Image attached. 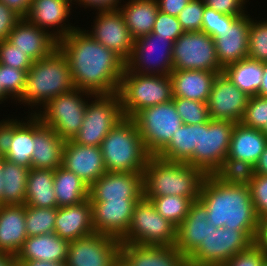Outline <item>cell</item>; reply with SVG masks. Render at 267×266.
I'll use <instances>...</instances> for the list:
<instances>
[{
	"mask_svg": "<svg viewBox=\"0 0 267 266\" xmlns=\"http://www.w3.org/2000/svg\"><path fill=\"white\" fill-rule=\"evenodd\" d=\"M173 41L151 32L134 40L131 57L126 61L129 72L170 75L173 71Z\"/></svg>",
	"mask_w": 267,
	"mask_h": 266,
	"instance_id": "cell-14",
	"label": "cell"
},
{
	"mask_svg": "<svg viewBox=\"0 0 267 266\" xmlns=\"http://www.w3.org/2000/svg\"><path fill=\"white\" fill-rule=\"evenodd\" d=\"M119 239L94 232L69 241L67 266H112L120 256Z\"/></svg>",
	"mask_w": 267,
	"mask_h": 266,
	"instance_id": "cell-15",
	"label": "cell"
},
{
	"mask_svg": "<svg viewBox=\"0 0 267 266\" xmlns=\"http://www.w3.org/2000/svg\"><path fill=\"white\" fill-rule=\"evenodd\" d=\"M261 266H267V259L264 261V263Z\"/></svg>",
	"mask_w": 267,
	"mask_h": 266,
	"instance_id": "cell-68",
	"label": "cell"
},
{
	"mask_svg": "<svg viewBox=\"0 0 267 266\" xmlns=\"http://www.w3.org/2000/svg\"><path fill=\"white\" fill-rule=\"evenodd\" d=\"M118 95L125 118H133L140 110L172 100L170 75L129 72L124 69Z\"/></svg>",
	"mask_w": 267,
	"mask_h": 266,
	"instance_id": "cell-6",
	"label": "cell"
},
{
	"mask_svg": "<svg viewBox=\"0 0 267 266\" xmlns=\"http://www.w3.org/2000/svg\"><path fill=\"white\" fill-rule=\"evenodd\" d=\"M7 4L21 18H25L31 7V0H0Z\"/></svg>",
	"mask_w": 267,
	"mask_h": 266,
	"instance_id": "cell-58",
	"label": "cell"
},
{
	"mask_svg": "<svg viewBox=\"0 0 267 266\" xmlns=\"http://www.w3.org/2000/svg\"><path fill=\"white\" fill-rule=\"evenodd\" d=\"M203 0H191L177 16L184 32L201 31L204 13Z\"/></svg>",
	"mask_w": 267,
	"mask_h": 266,
	"instance_id": "cell-46",
	"label": "cell"
},
{
	"mask_svg": "<svg viewBox=\"0 0 267 266\" xmlns=\"http://www.w3.org/2000/svg\"><path fill=\"white\" fill-rule=\"evenodd\" d=\"M2 159H3V156L0 155V172H2V165H1Z\"/></svg>",
	"mask_w": 267,
	"mask_h": 266,
	"instance_id": "cell-66",
	"label": "cell"
},
{
	"mask_svg": "<svg viewBox=\"0 0 267 266\" xmlns=\"http://www.w3.org/2000/svg\"><path fill=\"white\" fill-rule=\"evenodd\" d=\"M249 27L250 14L247 13L214 38L217 58L223 68L248 57Z\"/></svg>",
	"mask_w": 267,
	"mask_h": 266,
	"instance_id": "cell-24",
	"label": "cell"
},
{
	"mask_svg": "<svg viewBox=\"0 0 267 266\" xmlns=\"http://www.w3.org/2000/svg\"><path fill=\"white\" fill-rule=\"evenodd\" d=\"M206 174L185 162H170L157 156L148 158L143 173L144 197L179 196L199 199Z\"/></svg>",
	"mask_w": 267,
	"mask_h": 266,
	"instance_id": "cell-4",
	"label": "cell"
},
{
	"mask_svg": "<svg viewBox=\"0 0 267 266\" xmlns=\"http://www.w3.org/2000/svg\"><path fill=\"white\" fill-rule=\"evenodd\" d=\"M13 139V118H3L0 121V155L4 156L10 149Z\"/></svg>",
	"mask_w": 267,
	"mask_h": 266,
	"instance_id": "cell-54",
	"label": "cell"
},
{
	"mask_svg": "<svg viewBox=\"0 0 267 266\" xmlns=\"http://www.w3.org/2000/svg\"><path fill=\"white\" fill-rule=\"evenodd\" d=\"M74 89L68 60L56 48L48 57L33 62L27 73L25 89L17 102L30 107L28 114L34 115L51 99Z\"/></svg>",
	"mask_w": 267,
	"mask_h": 266,
	"instance_id": "cell-3",
	"label": "cell"
},
{
	"mask_svg": "<svg viewBox=\"0 0 267 266\" xmlns=\"http://www.w3.org/2000/svg\"><path fill=\"white\" fill-rule=\"evenodd\" d=\"M255 174H261L267 176V145L263 153L261 154L258 162L254 166Z\"/></svg>",
	"mask_w": 267,
	"mask_h": 266,
	"instance_id": "cell-59",
	"label": "cell"
},
{
	"mask_svg": "<svg viewBox=\"0 0 267 266\" xmlns=\"http://www.w3.org/2000/svg\"><path fill=\"white\" fill-rule=\"evenodd\" d=\"M172 100L183 124H202L210 120L207 103L181 97H172Z\"/></svg>",
	"mask_w": 267,
	"mask_h": 266,
	"instance_id": "cell-43",
	"label": "cell"
},
{
	"mask_svg": "<svg viewBox=\"0 0 267 266\" xmlns=\"http://www.w3.org/2000/svg\"><path fill=\"white\" fill-rule=\"evenodd\" d=\"M62 167L89 187L107 172L100 147L80 145L73 140L65 141Z\"/></svg>",
	"mask_w": 267,
	"mask_h": 266,
	"instance_id": "cell-21",
	"label": "cell"
},
{
	"mask_svg": "<svg viewBox=\"0 0 267 266\" xmlns=\"http://www.w3.org/2000/svg\"><path fill=\"white\" fill-rule=\"evenodd\" d=\"M157 212L173 225L178 227L186 218L193 200L191 198L179 196H160L150 200Z\"/></svg>",
	"mask_w": 267,
	"mask_h": 266,
	"instance_id": "cell-41",
	"label": "cell"
},
{
	"mask_svg": "<svg viewBox=\"0 0 267 266\" xmlns=\"http://www.w3.org/2000/svg\"><path fill=\"white\" fill-rule=\"evenodd\" d=\"M20 119V117L18 119L13 117V139L10 149L3 158L30 169L34 147L33 114Z\"/></svg>",
	"mask_w": 267,
	"mask_h": 266,
	"instance_id": "cell-34",
	"label": "cell"
},
{
	"mask_svg": "<svg viewBox=\"0 0 267 266\" xmlns=\"http://www.w3.org/2000/svg\"><path fill=\"white\" fill-rule=\"evenodd\" d=\"M57 208H37L25 205V225L28 237L54 233Z\"/></svg>",
	"mask_w": 267,
	"mask_h": 266,
	"instance_id": "cell-40",
	"label": "cell"
},
{
	"mask_svg": "<svg viewBox=\"0 0 267 266\" xmlns=\"http://www.w3.org/2000/svg\"><path fill=\"white\" fill-rule=\"evenodd\" d=\"M20 19L17 13L0 1V42L8 39L9 33Z\"/></svg>",
	"mask_w": 267,
	"mask_h": 266,
	"instance_id": "cell-53",
	"label": "cell"
},
{
	"mask_svg": "<svg viewBox=\"0 0 267 266\" xmlns=\"http://www.w3.org/2000/svg\"><path fill=\"white\" fill-rule=\"evenodd\" d=\"M92 99V100H91ZM88 100L81 129L73 141L85 146H98L124 114L118 93L93 95Z\"/></svg>",
	"mask_w": 267,
	"mask_h": 266,
	"instance_id": "cell-10",
	"label": "cell"
},
{
	"mask_svg": "<svg viewBox=\"0 0 267 266\" xmlns=\"http://www.w3.org/2000/svg\"><path fill=\"white\" fill-rule=\"evenodd\" d=\"M143 196V173L106 172L89 188L91 202L140 200Z\"/></svg>",
	"mask_w": 267,
	"mask_h": 266,
	"instance_id": "cell-18",
	"label": "cell"
},
{
	"mask_svg": "<svg viewBox=\"0 0 267 266\" xmlns=\"http://www.w3.org/2000/svg\"><path fill=\"white\" fill-rule=\"evenodd\" d=\"M203 2L206 7L231 16L242 17L249 13L246 8L249 0H203Z\"/></svg>",
	"mask_w": 267,
	"mask_h": 266,
	"instance_id": "cell-52",
	"label": "cell"
},
{
	"mask_svg": "<svg viewBox=\"0 0 267 266\" xmlns=\"http://www.w3.org/2000/svg\"><path fill=\"white\" fill-rule=\"evenodd\" d=\"M139 200L91 202L92 225L96 233L121 239L131 224Z\"/></svg>",
	"mask_w": 267,
	"mask_h": 266,
	"instance_id": "cell-20",
	"label": "cell"
},
{
	"mask_svg": "<svg viewBox=\"0 0 267 266\" xmlns=\"http://www.w3.org/2000/svg\"><path fill=\"white\" fill-rule=\"evenodd\" d=\"M198 137V124H182L170 142L156 155L170 162L187 163L194 155Z\"/></svg>",
	"mask_w": 267,
	"mask_h": 266,
	"instance_id": "cell-38",
	"label": "cell"
},
{
	"mask_svg": "<svg viewBox=\"0 0 267 266\" xmlns=\"http://www.w3.org/2000/svg\"><path fill=\"white\" fill-rule=\"evenodd\" d=\"M81 28L58 40V48L68 60L75 88L93 95L117 93L126 62Z\"/></svg>",
	"mask_w": 267,
	"mask_h": 266,
	"instance_id": "cell-1",
	"label": "cell"
},
{
	"mask_svg": "<svg viewBox=\"0 0 267 266\" xmlns=\"http://www.w3.org/2000/svg\"><path fill=\"white\" fill-rule=\"evenodd\" d=\"M266 145L267 136L263 133V130L247 127L238 122L235 123L232 131L227 156L255 166Z\"/></svg>",
	"mask_w": 267,
	"mask_h": 266,
	"instance_id": "cell-31",
	"label": "cell"
},
{
	"mask_svg": "<svg viewBox=\"0 0 267 266\" xmlns=\"http://www.w3.org/2000/svg\"><path fill=\"white\" fill-rule=\"evenodd\" d=\"M217 74L202 70H173L170 74L172 96L207 103Z\"/></svg>",
	"mask_w": 267,
	"mask_h": 266,
	"instance_id": "cell-29",
	"label": "cell"
},
{
	"mask_svg": "<svg viewBox=\"0 0 267 266\" xmlns=\"http://www.w3.org/2000/svg\"><path fill=\"white\" fill-rule=\"evenodd\" d=\"M27 71L1 64V86L11 98V103H17L25 89Z\"/></svg>",
	"mask_w": 267,
	"mask_h": 266,
	"instance_id": "cell-44",
	"label": "cell"
},
{
	"mask_svg": "<svg viewBox=\"0 0 267 266\" xmlns=\"http://www.w3.org/2000/svg\"><path fill=\"white\" fill-rule=\"evenodd\" d=\"M249 189L258 219L267 217V176L255 174Z\"/></svg>",
	"mask_w": 267,
	"mask_h": 266,
	"instance_id": "cell-49",
	"label": "cell"
},
{
	"mask_svg": "<svg viewBox=\"0 0 267 266\" xmlns=\"http://www.w3.org/2000/svg\"><path fill=\"white\" fill-rule=\"evenodd\" d=\"M120 256L130 266H188L187 258L175 245L121 244Z\"/></svg>",
	"mask_w": 267,
	"mask_h": 266,
	"instance_id": "cell-25",
	"label": "cell"
},
{
	"mask_svg": "<svg viewBox=\"0 0 267 266\" xmlns=\"http://www.w3.org/2000/svg\"><path fill=\"white\" fill-rule=\"evenodd\" d=\"M208 235V214L198 199L191 203L188 214L177 227L175 247L188 258Z\"/></svg>",
	"mask_w": 267,
	"mask_h": 266,
	"instance_id": "cell-27",
	"label": "cell"
},
{
	"mask_svg": "<svg viewBox=\"0 0 267 266\" xmlns=\"http://www.w3.org/2000/svg\"><path fill=\"white\" fill-rule=\"evenodd\" d=\"M25 221V205H0V253H19L28 238Z\"/></svg>",
	"mask_w": 267,
	"mask_h": 266,
	"instance_id": "cell-28",
	"label": "cell"
},
{
	"mask_svg": "<svg viewBox=\"0 0 267 266\" xmlns=\"http://www.w3.org/2000/svg\"><path fill=\"white\" fill-rule=\"evenodd\" d=\"M23 266H67L66 262H52L43 260H27Z\"/></svg>",
	"mask_w": 267,
	"mask_h": 266,
	"instance_id": "cell-60",
	"label": "cell"
},
{
	"mask_svg": "<svg viewBox=\"0 0 267 266\" xmlns=\"http://www.w3.org/2000/svg\"><path fill=\"white\" fill-rule=\"evenodd\" d=\"M13 266H23V265L16 262Z\"/></svg>",
	"mask_w": 267,
	"mask_h": 266,
	"instance_id": "cell-69",
	"label": "cell"
},
{
	"mask_svg": "<svg viewBox=\"0 0 267 266\" xmlns=\"http://www.w3.org/2000/svg\"><path fill=\"white\" fill-rule=\"evenodd\" d=\"M234 126V122L211 119L198 124L194 155L187 163L212 175L228 155Z\"/></svg>",
	"mask_w": 267,
	"mask_h": 266,
	"instance_id": "cell-12",
	"label": "cell"
},
{
	"mask_svg": "<svg viewBox=\"0 0 267 266\" xmlns=\"http://www.w3.org/2000/svg\"><path fill=\"white\" fill-rule=\"evenodd\" d=\"M212 175L226 184L249 187L255 176V168L248 162L227 156Z\"/></svg>",
	"mask_w": 267,
	"mask_h": 266,
	"instance_id": "cell-39",
	"label": "cell"
},
{
	"mask_svg": "<svg viewBox=\"0 0 267 266\" xmlns=\"http://www.w3.org/2000/svg\"><path fill=\"white\" fill-rule=\"evenodd\" d=\"M77 6L94 9L98 11H108L118 9L122 3V0H73Z\"/></svg>",
	"mask_w": 267,
	"mask_h": 266,
	"instance_id": "cell-55",
	"label": "cell"
},
{
	"mask_svg": "<svg viewBox=\"0 0 267 266\" xmlns=\"http://www.w3.org/2000/svg\"><path fill=\"white\" fill-rule=\"evenodd\" d=\"M94 232L90 199L77 205L57 208L54 233L60 238L73 241Z\"/></svg>",
	"mask_w": 267,
	"mask_h": 266,
	"instance_id": "cell-26",
	"label": "cell"
},
{
	"mask_svg": "<svg viewBox=\"0 0 267 266\" xmlns=\"http://www.w3.org/2000/svg\"><path fill=\"white\" fill-rule=\"evenodd\" d=\"M112 266H130L121 256H119L112 264Z\"/></svg>",
	"mask_w": 267,
	"mask_h": 266,
	"instance_id": "cell-64",
	"label": "cell"
},
{
	"mask_svg": "<svg viewBox=\"0 0 267 266\" xmlns=\"http://www.w3.org/2000/svg\"><path fill=\"white\" fill-rule=\"evenodd\" d=\"M2 205H25L29 168L2 159Z\"/></svg>",
	"mask_w": 267,
	"mask_h": 266,
	"instance_id": "cell-37",
	"label": "cell"
},
{
	"mask_svg": "<svg viewBox=\"0 0 267 266\" xmlns=\"http://www.w3.org/2000/svg\"><path fill=\"white\" fill-rule=\"evenodd\" d=\"M3 178H2V172H0V205H2V192H3Z\"/></svg>",
	"mask_w": 267,
	"mask_h": 266,
	"instance_id": "cell-65",
	"label": "cell"
},
{
	"mask_svg": "<svg viewBox=\"0 0 267 266\" xmlns=\"http://www.w3.org/2000/svg\"><path fill=\"white\" fill-rule=\"evenodd\" d=\"M266 259L267 254L253 243L231 257L223 266H261Z\"/></svg>",
	"mask_w": 267,
	"mask_h": 266,
	"instance_id": "cell-51",
	"label": "cell"
},
{
	"mask_svg": "<svg viewBox=\"0 0 267 266\" xmlns=\"http://www.w3.org/2000/svg\"><path fill=\"white\" fill-rule=\"evenodd\" d=\"M69 241L56 233L28 237L19 253L17 263L23 265L27 260L66 262Z\"/></svg>",
	"mask_w": 267,
	"mask_h": 266,
	"instance_id": "cell-30",
	"label": "cell"
},
{
	"mask_svg": "<svg viewBox=\"0 0 267 266\" xmlns=\"http://www.w3.org/2000/svg\"><path fill=\"white\" fill-rule=\"evenodd\" d=\"M25 205L37 208H57L54 170L29 169Z\"/></svg>",
	"mask_w": 267,
	"mask_h": 266,
	"instance_id": "cell-33",
	"label": "cell"
},
{
	"mask_svg": "<svg viewBox=\"0 0 267 266\" xmlns=\"http://www.w3.org/2000/svg\"><path fill=\"white\" fill-rule=\"evenodd\" d=\"M33 62L32 58L26 56L8 40L0 42V64L28 72Z\"/></svg>",
	"mask_w": 267,
	"mask_h": 266,
	"instance_id": "cell-47",
	"label": "cell"
},
{
	"mask_svg": "<svg viewBox=\"0 0 267 266\" xmlns=\"http://www.w3.org/2000/svg\"><path fill=\"white\" fill-rule=\"evenodd\" d=\"M237 18H238L237 16L223 14L221 12H217L214 9L205 6L202 17L201 31L207 33L214 39L227 26H231V24Z\"/></svg>",
	"mask_w": 267,
	"mask_h": 266,
	"instance_id": "cell-48",
	"label": "cell"
},
{
	"mask_svg": "<svg viewBox=\"0 0 267 266\" xmlns=\"http://www.w3.org/2000/svg\"><path fill=\"white\" fill-rule=\"evenodd\" d=\"M199 200L207 209L208 222L216 228L257 230L258 217L248 186L220 182L213 175L203 180Z\"/></svg>",
	"mask_w": 267,
	"mask_h": 266,
	"instance_id": "cell-2",
	"label": "cell"
},
{
	"mask_svg": "<svg viewBox=\"0 0 267 266\" xmlns=\"http://www.w3.org/2000/svg\"><path fill=\"white\" fill-rule=\"evenodd\" d=\"M100 149L107 172L144 173L151 156L132 118H124L107 134Z\"/></svg>",
	"mask_w": 267,
	"mask_h": 266,
	"instance_id": "cell-5",
	"label": "cell"
},
{
	"mask_svg": "<svg viewBox=\"0 0 267 266\" xmlns=\"http://www.w3.org/2000/svg\"><path fill=\"white\" fill-rule=\"evenodd\" d=\"M254 244L267 254V217L258 219V228Z\"/></svg>",
	"mask_w": 267,
	"mask_h": 266,
	"instance_id": "cell-57",
	"label": "cell"
},
{
	"mask_svg": "<svg viewBox=\"0 0 267 266\" xmlns=\"http://www.w3.org/2000/svg\"><path fill=\"white\" fill-rule=\"evenodd\" d=\"M177 227L163 218L153 203L144 196L134 207L131 224L120 239L121 244L173 246Z\"/></svg>",
	"mask_w": 267,
	"mask_h": 266,
	"instance_id": "cell-9",
	"label": "cell"
},
{
	"mask_svg": "<svg viewBox=\"0 0 267 266\" xmlns=\"http://www.w3.org/2000/svg\"><path fill=\"white\" fill-rule=\"evenodd\" d=\"M152 32L162 37H169L173 42L184 33L176 16L158 11Z\"/></svg>",
	"mask_w": 267,
	"mask_h": 266,
	"instance_id": "cell-50",
	"label": "cell"
},
{
	"mask_svg": "<svg viewBox=\"0 0 267 266\" xmlns=\"http://www.w3.org/2000/svg\"><path fill=\"white\" fill-rule=\"evenodd\" d=\"M256 20L250 15L248 57L267 62V19Z\"/></svg>",
	"mask_w": 267,
	"mask_h": 266,
	"instance_id": "cell-42",
	"label": "cell"
},
{
	"mask_svg": "<svg viewBox=\"0 0 267 266\" xmlns=\"http://www.w3.org/2000/svg\"><path fill=\"white\" fill-rule=\"evenodd\" d=\"M223 73L249 97L258 95L264 73V63L249 57L223 68Z\"/></svg>",
	"mask_w": 267,
	"mask_h": 266,
	"instance_id": "cell-35",
	"label": "cell"
},
{
	"mask_svg": "<svg viewBox=\"0 0 267 266\" xmlns=\"http://www.w3.org/2000/svg\"><path fill=\"white\" fill-rule=\"evenodd\" d=\"M257 230L216 228L208 222V235L187 258L188 266H223L254 243Z\"/></svg>",
	"mask_w": 267,
	"mask_h": 266,
	"instance_id": "cell-7",
	"label": "cell"
},
{
	"mask_svg": "<svg viewBox=\"0 0 267 266\" xmlns=\"http://www.w3.org/2000/svg\"><path fill=\"white\" fill-rule=\"evenodd\" d=\"M142 137L145 149L156 156L183 124L173 100L140 110L132 118Z\"/></svg>",
	"mask_w": 267,
	"mask_h": 266,
	"instance_id": "cell-11",
	"label": "cell"
},
{
	"mask_svg": "<svg viewBox=\"0 0 267 266\" xmlns=\"http://www.w3.org/2000/svg\"><path fill=\"white\" fill-rule=\"evenodd\" d=\"M249 96L222 72L218 73L207 102L209 118L238 123L242 121Z\"/></svg>",
	"mask_w": 267,
	"mask_h": 266,
	"instance_id": "cell-17",
	"label": "cell"
},
{
	"mask_svg": "<svg viewBox=\"0 0 267 266\" xmlns=\"http://www.w3.org/2000/svg\"><path fill=\"white\" fill-rule=\"evenodd\" d=\"M34 147L31 168L55 170L62 166L65 141L51 128L33 115Z\"/></svg>",
	"mask_w": 267,
	"mask_h": 266,
	"instance_id": "cell-23",
	"label": "cell"
},
{
	"mask_svg": "<svg viewBox=\"0 0 267 266\" xmlns=\"http://www.w3.org/2000/svg\"><path fill=\"white\" fill-rule=\"evenodd\" d=\"M85 31L106 48L113 50L125 62L131 57L134 39L118 9L98 11Z\"/></svg>",
	"mask_w": 267,
	"mask_h": 266,
	"instance_id": "cell-16",
	"label": "cell"
},
{
	"mask_svg": "<svg viewBox=\"0 0 267 266\" xmlns=\"http://www.w3.org/2000/svg\"><path fill=\"white\" fill-rule=\"evenodd\" d=\"M93 94L75 88L51 99L35 115L64 141L73 140L81 129L86 105Z\"/></svg>",
	"mask_w": 267,
	"mask_h": 266,
	"instance_id": "cell-8",
	"label": "cell"
},
{
	"mask_svg": "<svg viewBox=\"0 0 267 266\" xmlns=\"http://www.w3.org/2000/svg\"><path fill=\"white\" fill-rule=\"evenodd\" d=\"M7 40L34 61L48 57L58 48V40L50 32L30 23L26 18L16 23Z\"/></svg>",
	"mask_w": 267,
	"mask_h": 266,
	"instance_id": "cell-22",
	"label": "cell"
},
{
	"mask_svg": "<svg viewBox=\"0 0 267 266\" xmlns=\"http://www.w3.org/2000/svg\"><path fill=\"white\" fill-rule=\"evenodd\" d=\"M11 98L4 92L2 86H1V64H0V104L4 103V101H8Z\"/></svg>",
	"mask_w": 267,
	"mask_h": 266,
	"instance_id": "cell-63",
	"label": "cell"
},
{
	"mask_svg": "<svg viewBox=\"0 0 267 266\" xmlns=\"http://www.w3.org/2000/svg\"><path fill=\"white\" fill-rule=\"evenodd\" d=\"M263 133L267 136V126H266L265 129L263 130Z\"/></svg>",
	"mask_w": 267,
	"mask_h": 266,
	"instance_id": "cell-67",
	"label": "cell"
},
{
	"mask_svg": "<svg viewBox=\"0 0 267 266\" xmlns=\"http://www.w3.org/2000/svg\"><path fill=\"white\" fill-rule=\"evenodd\" d=\"M173 70H202L222 73L214 39L203 31H188L173 43Z\"/></svg>",
	"mask_w": 267,
	"mask_h": 266,
	"instance_id": "cell-13",
	"label": "cell"
},
{
	"mask_svg": "<svg viewBox=\"0 0 267 266\" xmlns=\"http://www.w3.org/2000/svg\"><path fill=\"white\" fill-rule=\"evenodd\" d=\"M191 0H157L158 9L162 13L178 16L181 10L190 2Z\"/></svg>",
	"mask_w": 267,
	"mask_h": 266,
	"instance_id": "cell-56",
	"label": "cell"
},
{
	"mask_svg": "<svg viewBox=\"0 0 267 266\" xmlns=\"http://www.w3.org/2000/svg\"><path fill=\"white\" fill-rule=\"evenodd\" d=\"M258 95L267 97V62H264V73Z\"/></svg>",
	"mask_w": 267,
	"mask_h": 266,
	"instance_id": "cell-62",
	"label": "cell"
},
{
	"mask_svg": "<svg viewBox=\"0 0 267 266\" xmlns=\"http://www.w3.org/2000/svg\"><path fill=\"white\" fill-rule=\"evenodd\" d=\"M16 262V256L8 253H0V266H13Z\"/></svg>",
	"mask_w": 267,
	"mask_h": 266,
	"instance_id": "cell-61",
	"label": "cell"
},
{
	"mask_svg": "<svg viewBox=\"0 0 267 266\" xmlns=\"http://www.w3.org/2000/svg\"><path fill=\"white\" fill-rule=\"evenodd\" d=\"M125 4H124V3ZM118 8L134 40L152 32L158 14L157 0H123Z\"/></svg>",
	"mask_w": 267,
	"mask_h": 266,
	"instance_id": "cell-32",
	"label": "cell"
},
{
	"mask_svg": "<svg viewBox=\"0 0 267 266\" xmlns=\"http://www.w3.org/2000/svg\"><path fill=\"white\" fill-rule=\"evenodd\" d=\"M89 188L77 175L62 166L54 170L57 208L77 205L89 199Z\"/></svg>",
	"mask_w": 267,
	"mask_h": 266,
	"instance_id": "cell-36",
	"label": "cell"
},
{
	"mask_svg": "<svg viewBox=\"0 0 267 266\" xmlns=\"http://www.w3.org/2000/svg\"><path fill=\"white\" fill-rule=\"evenodd\" d=\"M72 4L74 5L73 0H31V7L25 18L59 40L78 27L70 24Z\"/></svg>",
	"mask_w": 267,
	"mask_h": 266,
	"instance_id": "cell-19",
	"label": "cell"
},
{
	"mask_svg": "<svg viewBox=\"0 0 267 266\" xmlns=\"http://www.w3.org/2000/svg\"><path fill=\"white\" fill-rule=\"evenodd\" d=\"M241 123L247 127L264 130L267 126V97H249Z\"/></svg>",
	"mask_w": 267,
	"mask_h": 266,
	"instance_id": "cell-45",
	"label": "cell"
}]
</instances>
